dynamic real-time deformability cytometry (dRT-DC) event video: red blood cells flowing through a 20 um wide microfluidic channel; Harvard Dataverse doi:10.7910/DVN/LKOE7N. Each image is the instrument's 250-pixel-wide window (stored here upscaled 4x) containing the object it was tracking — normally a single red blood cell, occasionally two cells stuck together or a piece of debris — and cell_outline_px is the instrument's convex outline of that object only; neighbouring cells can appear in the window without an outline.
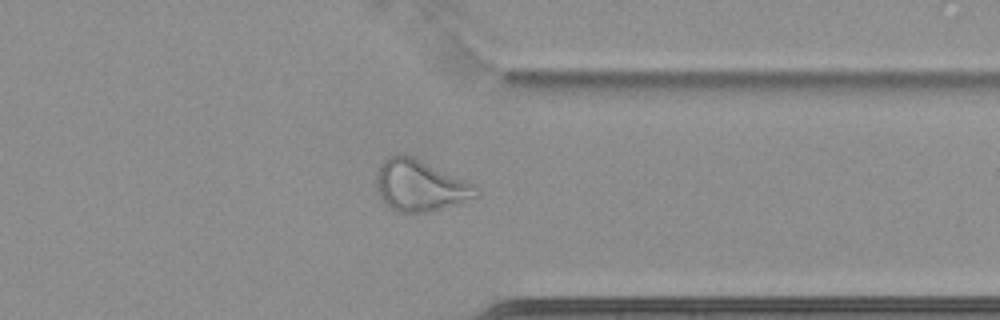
{"species": "common noctule bat (a hibernating species)", "species_latin": "Nyctalus noctula", "temperature_condition": "cold", "stored_images_in_passage": 44, "camera_frame_rate_fps": 3000, "um_per_image_px": 0.085, "animal": {"sex": "female", "body_mass_g": 22.7, "forearm_length_mm": 54.2}, "frame": {"image": 1, "passage_image": 38, "time_ms": 12.333, "image_size_px": [1000, 320], "cell_outline_px": [[480, 196], [428, 212], [400, 212], [392, 208], [380, 196], [376, 184], [376, 176], [380, 164], [388, 156], [396, 152], [404, 152], [464, 180], [472, 184], [480, 192]], "centroid_in_image_um": [35.67, 15.73], "position_along_channel_um": 375.7, "area_um2": 29.48}, "authors_computed_cell_mechanics": {"area_um2": 25.3164, "velocity_mm_per_s": 3.4871, "shape_relaxation_time_tau1_ms": null, "shape_relaxation_time_tau2_ms": 4.4189, "deformation_change_tau1": null, "deformation_change_tau2": 0.1396}}